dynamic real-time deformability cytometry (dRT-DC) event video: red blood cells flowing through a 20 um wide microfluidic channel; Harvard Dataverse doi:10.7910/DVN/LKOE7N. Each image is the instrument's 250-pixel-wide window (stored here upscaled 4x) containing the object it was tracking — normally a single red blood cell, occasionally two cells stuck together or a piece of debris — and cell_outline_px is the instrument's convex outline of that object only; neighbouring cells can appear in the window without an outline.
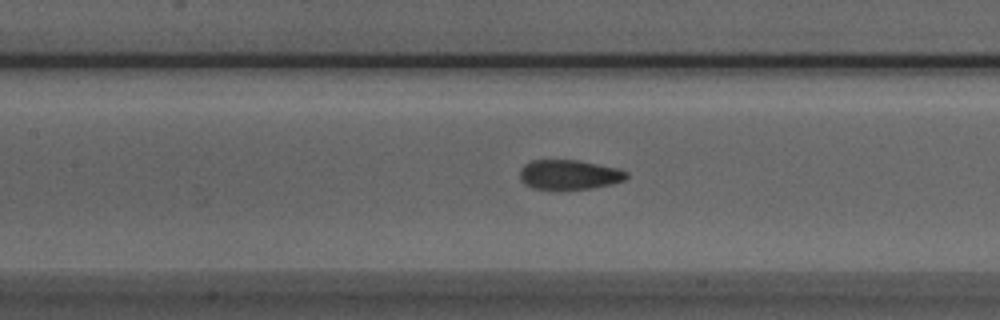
{"species": "Egyptian fruit bat (a non-hibernating species)", "species_latin": "Rousettus aegyptiacus", "temperature_condition": "room temperature", "stored_images_in_passage": 34, "camera_frame_rate_fps": 3000, "um_per_image_px": 0.085, "animal": {"sex": "male"}, "frame": {"image": 1, "passage_image": 9, "time_ms": 2.667, "image_size_px": [1000, 320], "cell_outline_px": [[628, 176], [624, 180], [612, 184], [592, 188], [552, 192], [532, 188], [524, 184], [520, 180], [520, 168], [524, 164], [532, 160], [576, 160], [620, 168], [628, 172]], "centroid_in_image_um": [48.34, 14.88], "position_along_channel_um": 159.1, "area_um2": 19.19}}
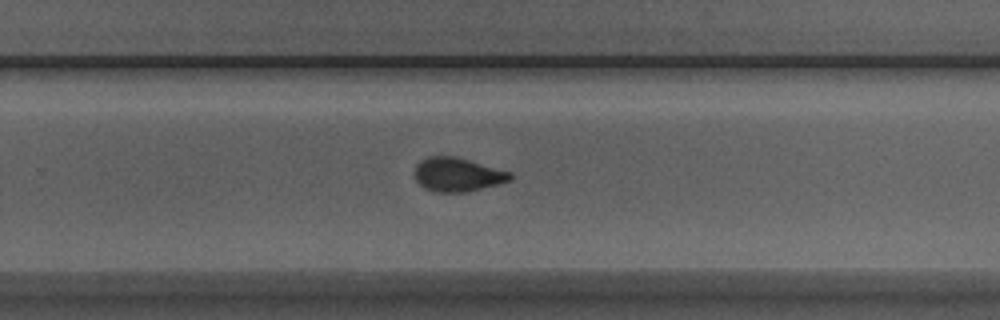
{"frame": {"image": 2, "passage_image": 19, "time_ms": 6.0, "image_size_px": [1000, 320], "cell_outline_px": [[512, 180], [500, 184], [468, 192], [436, 192], [424, 188], [416, 180], [412, 172], [416, 164], [420, 160], [428, 156], [456, 156], [512, 172]], "centroid_in_image_um": [38.88, 14.84], "position_along_channel_um": 290.9, "area_um2": 19.25}}
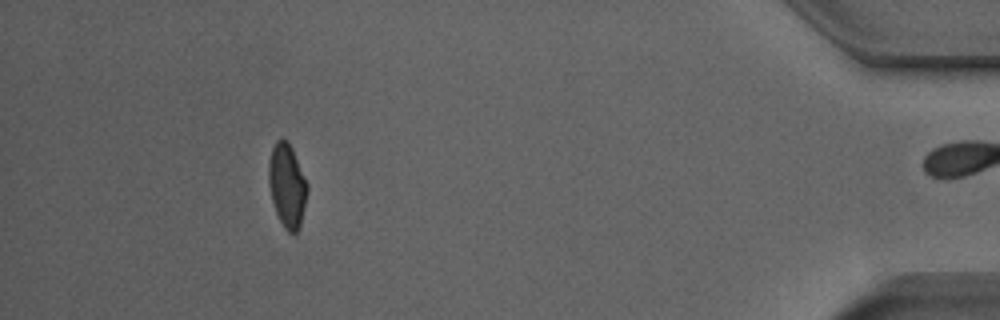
{"frame": {"image": 3, "passage_image": 33, "time_ms": 10.667, "image_size_px": [1000, 320], "cell_outline_px": [[308, 188], [300, 228], [296, 232], [288, 232], [284, 228], [276, 212], [272, 200], [268, 180], [268, 164], [272, 148], [276, 140], [288, 140], [292, 148], [308, 184]], "centroid_in_image_um": [24.4, 15.77], "position_along_channel_um": 410.8, "area_um2": 18.73}, "authors_computed_cell_mechanics": {"area_um2": 19.3341, "velocity_mm_per_s": 3.9712, "shape_relaxation_time_tau1_ms": 6.3435, "shape_relaxation_time_tau2_ms": 0.9466, "deformation_change_tau1": 0.1414, "deformation_change_tau2": 0.0528}}